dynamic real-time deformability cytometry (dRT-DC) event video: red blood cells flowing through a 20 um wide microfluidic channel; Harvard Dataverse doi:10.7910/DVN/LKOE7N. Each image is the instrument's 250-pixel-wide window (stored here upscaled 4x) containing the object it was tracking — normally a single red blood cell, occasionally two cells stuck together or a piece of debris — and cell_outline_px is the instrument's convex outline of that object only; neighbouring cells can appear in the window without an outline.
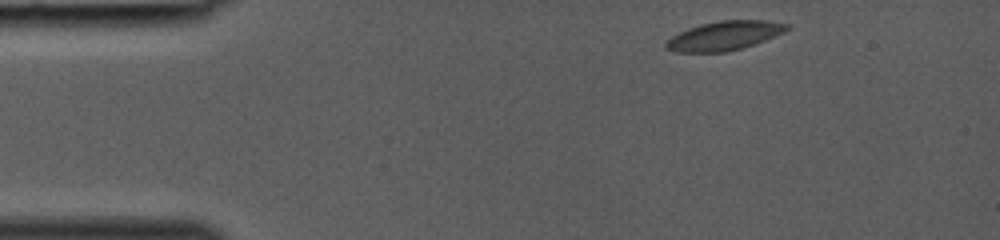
{"species": "common noctule bat (a hibernating species)", "species_latin": "Nyctalus noctula", "temperature_condition": "room temperature", "stored_images_in_passage": 33, "camera_frame_rate_fps": 3000, "um_per_image_px": 0.085, "animal": {"sex": "female", "body_mass_g": 19.0, "forearm_length_mm": 53.3}, "frame": {"image": 1, "passage_image": 1, "time_ms": 0.0, "image_size_px": [1000, 240], "cell_outline_px": [[792, 28], [784, 32], [756, 44], [728, 52], [676, 52], [664, 48], [664, 44], [672, 36], [688, 28], [700, 24], [720, 20], [768, 20], [788, 24]], "centroid_in_image_um": [61.59, 3.03], "position_along_channel_um": 23.4, "area_um2": 20.69}}
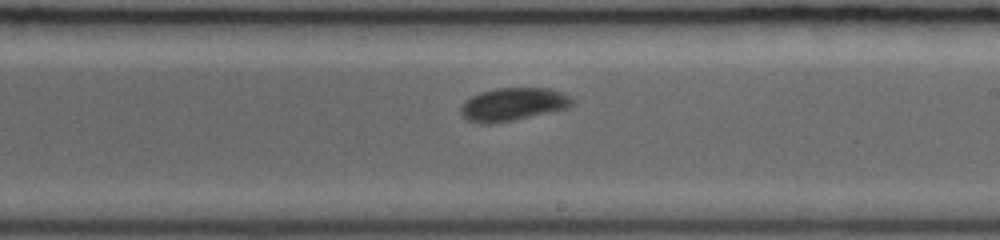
{"frame": {"image": 2, "passage_image": 19, "time_ms": 6.0, "image_size_px": [1000, 240], "cell_outline_px": [[576, 100], [568, 108], [512, 120], [492, 124], [480, 124], [468, 120], [460, 112], [460, 108], [472, 96], [480, 92], [496, 88], [548, 88], [560, 92]], "centroid_in_image_um": [43.61, 8.87], "position_along_channel_um": 245.4, "area_um2": 21.15}}
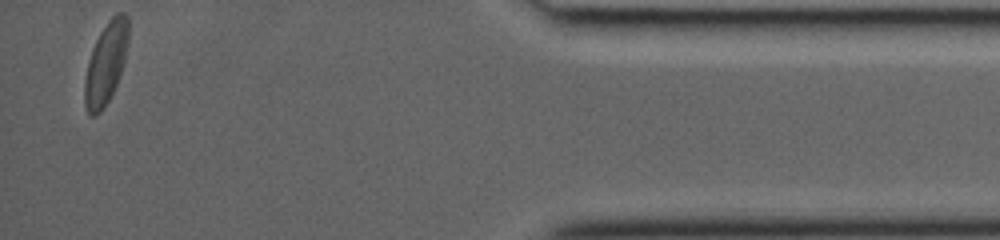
{"frame": {"image": 3, "passage_image": 33, "time_ms": 10.667, "image_size_px": [1000, 240], "cell_outline_px": [[128, 44], [120, 76], [104, 108], [96, 116], [88, 116], [84, 104], [84, 80], [88, 60], [92, 48], [100, 32], [108, 20], [116, 12], [124, 12], [128, 16]], "centroid_in_image_um": [8.98, 5.38], "position_along_channel_um": 426.2, "area_um2": 21.04}}